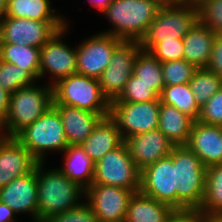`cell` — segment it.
<instances>
[{"label":"cell","instance_id":"obj_20","mask_svg":"<svg viewBox=\"0 0 222 222\" xmlns=\"http://www.w3.org/2000/svg\"><path fill=\"white\" fill-rule=\"evenodd\" d=\"M59 112L69 146H80L98 122L109 113H94L77 107L53 105Z\"/></svg>","mask_w":222,"mask_h":222},{"label":"cell","instance_id":"obj_29","mask_svg":"<svg viewBox=\"0 0 222 222\" xmlns=\"http://www.w3.org/2000/svg\"><path fill=\"white\" fill-rule=\"evenodd\" d=\"M159 99L161 103L172 105L195 121L198 120L201 108L194 100L193 92L190 90L188 83L164 86Z\"/></svg>","mask_w":222,"mask_h":222},{"label":"cell","instance_id":"obj_4","mask_svg":"<svg viewBox=\"0 0 222 222\" xmlns=\"http://www.w3.org/2000/svg\"><path fill=\"white\" fill-rule=\"evenodd\" d=\"M53 103V88L37 82L10 94L5 121L0 125L3 136L15 137L26 126L34 123Z\"/></svg>","mask_w":222,"mask_h":222},{"label":"cell","instance_id":"obj_16","mask_svg":"<svg viewBox=\"0 0 222 222\" xmlns=\"http://www.w3.org/2000/svg\"><path fill=\"white\" fill-rule=\"evenodd\" d=\"M0 201L17 215L25 213L31 215L32 222H38L36 166L30 173L0 188Z\"/></svg>","mask_w":222,"mask_h":222},{"label":"cell","instance_id":"obj_6","mask_svg":"<svg viewBox=\"0 0 222 222\" xmlns=\"http://www.w3.org/2000/svg\"><path fill=\"white\" fill-rule=\"evenodd\" d=\"M197 6L176 2L164 3L140 41L143 50L149 51L160 41L183 38L198 21Z\"/></svg>","mask_w":222,"mask_h":222},{"label":"cell","instance_id":"obj_42","mask_svg":"<svg viewBox=\"0 0 222 222\" xmlns=\"http://www.w3.org/2000/svg\"><path fill=\"white\" fill-rule=\"evenodd\" d=\"M16 215L9 206L0 201V220H4V222H17L14 218Z\"/></svg>","mask_w":222,"mask_h":222},{"label":"cell","instance_id":"obj_11","mask_svg":"<svg viewBox=\"0 0 222 222\" xmlns=\"http://www.w3.org/2000/svg\"><path fill=\"white\" fill-rule=\"evenodd\" d=\"M66 21H37L5 16L0 21V43L41 48Z\"/></svg>","mask_w":222,"mask_h":222},{"label":"cell","instance_id":"obj_18","mask_svg":"<svg viewBox=\"0 0 222 222\" xmlns=\"http://www.w3.org/2000/svg\"><path fill=\"white\" fill-rule=\"evenodd\" d=\"M37 163L38 161L15 137L2 136L0 139V188L30 173Z\"/></svg>","mask_w":222,"mask_h":222},{"label":"cell","instance_id":"obj_35","mask_svg":"<svg viewBox=\"0 0 222 222\" xmlns=\"http://www.w3.org/2000/svg\"><path fill=\"white\" fill-rule=\"evenodd\" d=\"M197 9L199 21L217 35H222V0H203Z\"/></svg>","mask_w":222,"mask_h":222},{"label":"cell","instance_id":"obj_12","mask_svg":"<svg viewBox=\"0 0 222 222\" xmlns=\"http://www.w3.org/2000/svg\"><path fill=\"white\" fill-rule=\"evenodd\" d=\"M142 50L138 41H123L114 51L109 66L98 78L103 94L109 101L115 100L133 75L134 64Z\"/></svg>","mask_w":222,"mask_h":222},{"label":"cell","instance_id":"obj_41","mask_svg":"<svg viewBox=\"0 0 222 222\" xmlns=\"http://www.w3.org/2000/svg\"><path fill=\"white\" fill-rule=\"evenodd\" d=\"M10 93L4 90L0 85V125L5 121L9 108Z\"/></svg>","mask_w":222,"mask_h":222},{"label":"cell","instance_id":"obj_8","mask_svg":"<svg viewBox=\"0 0 222 222\" xmlns=\"http://www.w3.org/2000/svg\"><path fill=\"white\" fill-rule=\"evenodd\" d=\"M141 171L133 162L125 142L94 163L92 184L140 190Z\"/></svg>","mask_w":222,"mask_h":222},{"label":"cell","instance_id":"obj_17","mask_svg":"<svg viewBox=\"0 0 222 222\" xmlns=\"http://www.w3.org/2000/svg\"><path fill=\"white\" fill-rule=\"evenodd\" d=\"M124 142L133 162L140 171L171 154L175 146L158 129L130 136Z\"/></svg>","mask_w":222,"mask_h":222},{"label":"cell","instance_id":"obj_14","mask_svg":"<svg viewBox=\"0 0 222 222\" xmlns=\"http://www.w3.org/2000/svg\"><path fill=\"white\" fill-rule=\"evenodd\" d=\"M122 42L121 39L102 32L85 39L76 46V73L98 79Z\"/></svg>","mask_w":222,"mask_h":222},{"label":"cell","instance_id":"obj_13","mask_svg":"<svg viewBox=\"0 0 222 222\" xmlns=\"http://www.w3.org/2000/svg\"><path fill=\"white\" fill-rule=\"evenodd\" d=\"M118 186L91 184L85 190V200L98 222H125L126 211L134 193Z\"/></svg>","mask_w":222,"mask_h":222},{"label":"cell","instance_id":"obj_43","mask_svg":"<svg viewBox=\"0 0 222 222\" xmlns=\"http://www.w3.org/2000/svg\"><path fill=\"white\" fill-rule=\"evenodd\" d=\"M112 1L113 0H89V4L95 7L99 12L103 13Z\"/></svg>","mask_w":222,"mask_h":222},{"label":"cell","instance_id":"obj_10","mask_svg":"<svg viewBox=\"0 0 222 222\" xmlns=\"http://www.w3.org/2000/svg\"><path fill=\"white\" fill-rule=\"evenodd\" d=\"M160 100L147 102H110L109 116L125 140L136 134L158 129Z\"/></svg>","mask_w":222,"mask_h":222},{"label":"cell","instance_id":"obj_33","mask_svg":"<svg viewBox=\"0 0 222 222\" xmlns=\"http://www.w3.org/2000/svg\"><path fill=\"white\" fill-rule=\"evenodd\" d=\"M156 100H160L159 94L133 74L127 81L120 95L110 102L138 103Z\"/></svg>","mask_w":222,"mask_h":222},{"label":"cell","instance_id":"obj_36","mask_svg":"<svg viewBox=\"0 0 222 222\" xmlns=\"http://www.w3.org/2000/svg\"><path fill=\"white\" fill-rule=\"evenodd\" d=\"M183 38L156 43L149 52L161 63L183 59Z\"/></svg>","mask_w":222,"mask_h":222},{"label":"cell","instance_id":"obj_24","mask_svg":"<svg viewBox=\"0 0 222 222\" xmlns=\"http://www.w3.org/2000/svg\"><path fill=\"white\" fill-rule=\"evenodd\" d=\"M195 120L172 105L160 102L158 130L174 145H186Z\"/></svg>","mask_w":222,"mask_h":222},{"label":"cell","instance_id":"obj_34","mask_svg":"<svg viewBox=\"0 0 222 222\" xmlns=\"http://www.w3.org/2000/svg\"><path fill=\"white\" fill-rule=\"evenodd\" d=\"M163 82L165 86L187 84L197 71L194 64L184 59L161 63Z\"/></svg>","mask_w":222,"mask_h":222},{"label":"cell","instance_id":"obj_28","mask_svg":"<svg viewBox=\"0 0 222 222\" xmlns=\"http://www.w3.org/2000/svg\"><path fill=\"white\" fill-rule=\"evenodd\" d=\"M198 211L205 217L222 215V163L207 167L205 196Z\"/></svg>","mask_w":222,"mask_h":222},{"label":"cell","instance_id":"obj_26","mask_svg":"<svg viewBox=\"0 0 222 222\" xmlns=\"http://www.w3.org/2000/svg\"><path fill=\"white\" fill-rule=\"evenodd\" d=\"M55 12L51 0H8L7 17L27 18L37 21H66Z\"/></svg>","mask_w":222,"mask_h":222},{"label":"cell","instance_id":"obj_47","mask_svg":"<svg viewBox=\"0 0 222 222\" xmlns=\"http://www.w3.org/2000/svg\"><path fill=\"white\" fill-rule=\"evenodd\" d=\"M163 3L172 2V0H161Z\"/></svg>","mask_w":222,"mask_h":222},{"label":"cell","instance_id":"obj_19","mask_svg":"<svg viewBox=\"0 0 222 222\" xmlns=\"http://www.w3.org/2000/svg\"><path fill=\"white\" fill-rule=\"evenodd\" d=\"M206 167L222 163V126L195 121L186 144Z\"/></svg>","mask_w":222,"mask_h":222},{"label":"cell","instance_id":"obj_15","mask_svg":"<svg viewBox=\"0 0 222 222\" xmlns=\"http://www.w3.org/2000/svg\"><path fill=\"white\" fill-rule=\"evenodd\" d=\"M139 191L157 201L169 204L176 210L172 153L141 171Z\"/></svg>","mask_w":222,"mask_h":222},{"label":"cell","instance_id":"obj_3","mask_svg":"<svg viewBox=\"0 0 222 222\" xmlns=\"http://www.w3.org/2000/svg\"><path fill=\"white\" fill-rule=\"evenodd\" d=\"M163 4L161 0H113L102 13L113 27L101 32L140 42Z\"/></svg>","mask_w":222,"mask_h":222},{"label":"cell","instance_id":"obj_32","mask_svg":"<svg viewBox=\"0 0 222 222\" xmlns=\"http://www.w3.org/2000/svg\"><path fill=\"white\" fill-rule=\"evenodd\" d=\"M37 82L26 70L0 60V85L10 94Z\"/></svg>","mask_w":222,"mask_h":222},{"label":"cell","instance_id":"obj_45","mask_svg":"<svg viewBox=\"0 0 222 222\" xmlns=\"http://www.w3.org/2000/svg\"><path fill=\"white\" fill-rule=\"evenodd\" d=\"M203 0H172V2L180 3V4H191L198 6Z\"/></svg>","mask_w":222,"mask_h":222},{"label":"cell","instance_id":"obj_27","mask_svg":"<svg viewBox=\"0 0 222 222\" xmlns=\"http://www.w3.org/2000/svg\"><path fill=\"white\" fill-rule=\"evenodd\" d=\"M0 60L23 68L38 82L40 48L0 43Z\"/></svg>","mask_w":222,"mask_h":222},{"label":"cell","instance_id":"obj_22","mask_svg":"<svg viewBox=\"0 0 222 222\" xmlns=\"http://www.w3.org/2000/svg\"><path fill=\"white\" fill-rule=\"evenodd\" d=\"M216 35L198 20L183 37V59L197 68H206L210 61Z\"/></svg>","mask_w":222,"mask_h":222},{"label":"cell","instance_id":"obj_39","mask_svg":"<svg viewBox=\"0 0 222 222\" xmlns=\"http://www.w3.org/2000/svg\"><path fill=\"white\" fill-rule=\"evenodd\" d=\"M206 68L222 78V35H216L214 39L210 61Z\"/></svg>","mask_w":222,"mask_h":222},{"label":"cell","instance_id":"obj_7","mask_svg":"<svg viewBox=\"0 0 222 222\" xmlns=\"http://www.w3.org/2000/svg\"><path fill=\"white\" fill-rule=\"evenodd\" d=\"M52 88V105L72 106L94 113L110 112V101L97 78L76 73L60 79Z\"/></svg>","mask_w":222,"mask_h":222},{"label":"cell","instance_id":"obj_5","mask_svg":"<svg viewBox=\"0 0 222 222\" xmlns=\"http://www.w3.org/2000/svg\"><path fill=\"white\" fill-rule=\"evenodd\" d=\"M15 138L38 162H45L46 152H63L69 146L60 114L53 105Z\"/></svg>","mask_w":222,"mask_h":222},{"label":"cell","instance_id":"obj_37","mask_svg":"<svg viewBox=\"0 0 222 222\" xmlns=\"http://www.w3.org/2000/svg\"><path fill=\"white\" fill-rule=\"evenodd\" d=\"M197 121L207 125L222 126V88L201 107Z\"/></svg>","mask_w":222,"mask_h":222},{"label":"cell","instance_id":"obj_21","mask_svg":"<svg viewBox=\"0 0 222 222\" xmlns=\"http://www.w3.org/2000/svg\"><path fill=\"white\" fill-rule=\"evenodd\" d=\"M123 142L124 140L116 123L108 115L98 122L93 132L84 140L80 147L95 163Z\"/></svg>","mask_w":222,"mask_h":222},{"label":"cell","instance_id":"obj_38","mask_svg":"<svg viewBox=\"0 0 222 222\" xmlns=\"http://www.w3.org/2000/svg\"><path fill=\"white\" fill-rule=\"evenodd\" d=\"M45 222H98L97 218L87 202L61 214L51 216Z\"/></svg>","mask_w":222,"mask_h":222},{"label":"cell","instance_id":"obj_31","mask_svg":"<svg viewBox=\"0 0 222 222\" xmlns=\"http://www.w3.org/2000/svg\"><path fill=\"white\" fill-rule=\"evenodd\" d=\"M188 84L194 100L201 108L222 88V78L207 68H198Z\"/></svg>","mask_w":222,"mask_h":222},{"label":"cell","instance_id":"obj_30","mask_svg":"<svg viewBox=\"0 0 222 222\" xmlns=\"http://www.w3.org/2000/svg\"><path fill=\"white\" fill-rule=\"evenodd\" d=\"M133 74L159 95L164 85L161 62L149 51L141 50L135 60Z\"/></svg>","mask_w":222,"mask_h":222},{"label":"cell","instance_id":"obj_9","mask_svg":"<svg viewBox=\"0 0 222 222\" xmlns=\"http://www.w3.org/2000/svg\"><path fill=\"white\" fill-rule=\"evenodd\" d=\"M69 25L57 30L54 35L40 48L39 81L47 76L49 85L53 86L60 79L76 74L77 52L62 41ZM47 73V74H46ZM50 74V76H49Z\"/></svg>","mask_w":222,"mask_h":222},{"label":"cell","instance_id":"obj_46","mask_svg":"<svg viewBox=\"0 0 222 222\" xmlns=\"http://www.w3.org/2000/svg\"><path fill=\"white\" fill-rule=\"evenodd\" d=\"M207 222H222V215L207 217Z\"/></svg>","mask_w":222,"mask_h":222},{"label":"cell","instance_id":"obj_44","mask_svg":"<svg viewBox=\"0 0 222 222\" xmlns=\"http://www.w3.org/2000/svg\"><path fill=\"white\" fill-rule=\"evenodd\" d=\"M7 1L8 0H0V21L6 16Z\"/></svg>","mask_w":222,"mask_h":222},{"label":"cell","instance_id":"obj_40","mask_svg":"<svg viewBox=\"0 0 222 222\" xmlns=\"http://www.w3.org/2000/svg\"><path fill=\"white\" fill-rule=\"evenodd\" d=\"M168 222H207V217L198 210L176 211Z\"/></svg>","mask_w":222,"mask_h":222},{"label":"cell","instance_id":"obj_1","mask_svg":"<svg viewBox=\"0 0 222 222\" xmlns=\"http://www.w3.org/2000/svg\"><path fill=\"white\" fill-rule=\"evenodd\" d=\"M44 166L45 162L36 164L38 222L79 206L85 198V189L58 167L47 170Z\"/></svg>","mask_w":222,"mask_h":222},{"label":"cell","instance_id":"obj_48","mask_svg":"<svg viewBox=\"0 0 222 222\" xmlns=\"http://www.w3.org/2000/svg\"><path fill=\"white\" fill-rule=\"evenodd\" d=\"M2 136H3V134H2V130L0 128V139H1Z\"/></svg>","mask_w":222,"mask_h":222},{"label":"cell","instance_id":"obj_23","mask_svg":"<svg viewBox=\"0 0 222 222\" xmlns=\"http://www.w3.org/2000/svg\"><path fill=\"white\" fill-rule=\"evenodd\" d=\"M175 210L140 191L135 192L128 205L125 222H168Z\"/></svg>","mask_w":222,"mask_h":222},{"label":"cell","instance_id":"obj_2","mask_svg":"<svg viewBox=\"0 0 222 222\" xmlns=\"http://www.w3.org/2000/svg\"><path fill=\"white\" fill-rule=\"evenodd\" d=\"M176 210H198L206 190L207 167L187 145L172 150Z\"/></svg>","mask_w":222,"mask_h":222},{"label":"cell","instance_id":"obj_25","mask_svg":"<svg viewBox=\"0 0 222 222\" xmlns=\"http://www.w3.org/2000/svg\"><path fill=\"white\" fill-rule=\"evenodd\" d=\"M62 154L64 165L59 169L71 181L78 183L85 190L93 183L94 162L78 146H68Z\"/></svg>","mask_w":222,"mask_h":222}]
</instances>
